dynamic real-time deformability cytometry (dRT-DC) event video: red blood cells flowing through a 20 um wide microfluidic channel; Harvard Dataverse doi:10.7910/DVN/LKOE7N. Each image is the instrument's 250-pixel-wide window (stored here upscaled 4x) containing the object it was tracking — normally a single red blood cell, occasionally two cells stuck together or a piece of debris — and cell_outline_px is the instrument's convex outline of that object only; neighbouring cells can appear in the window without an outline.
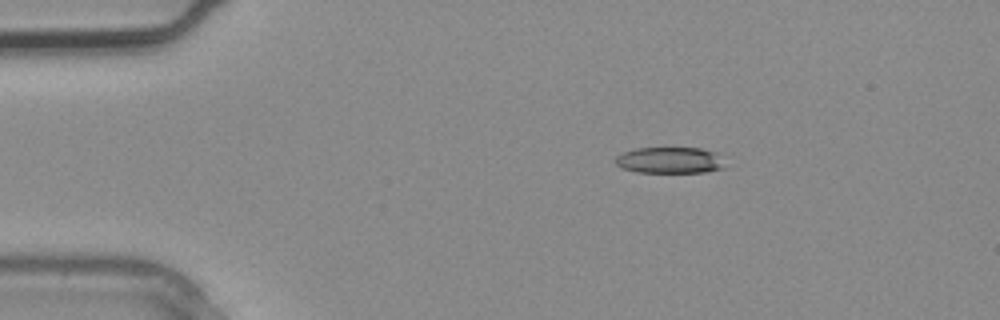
{"species": "common noctule bat (a hibernating species)", "species_latin": "Nyctalus noctula", "temperature_condition": "warm", "stored_images_in_passage": 2, "camera_frame_rate_fps": 3000, "um_per_image_px": 0.085, "animal": {"sex": "male", "body_mass_g": 20.4}, "frame": {"image": 1, "passage_image": 1, "time_ms": 0.0, "image_size_px": [1000, 320], "cell_outline_px": [[724, 168], [704, 172], [636, 172], [624, 168], [616, 164], [616, 156], [620, 152], [636, 148], [700, 148], [720, 152]], "centroid_in_image_um": [56.95, 13.6], "position_along_channel_um": 28.1, "area_um2": 16.88}}